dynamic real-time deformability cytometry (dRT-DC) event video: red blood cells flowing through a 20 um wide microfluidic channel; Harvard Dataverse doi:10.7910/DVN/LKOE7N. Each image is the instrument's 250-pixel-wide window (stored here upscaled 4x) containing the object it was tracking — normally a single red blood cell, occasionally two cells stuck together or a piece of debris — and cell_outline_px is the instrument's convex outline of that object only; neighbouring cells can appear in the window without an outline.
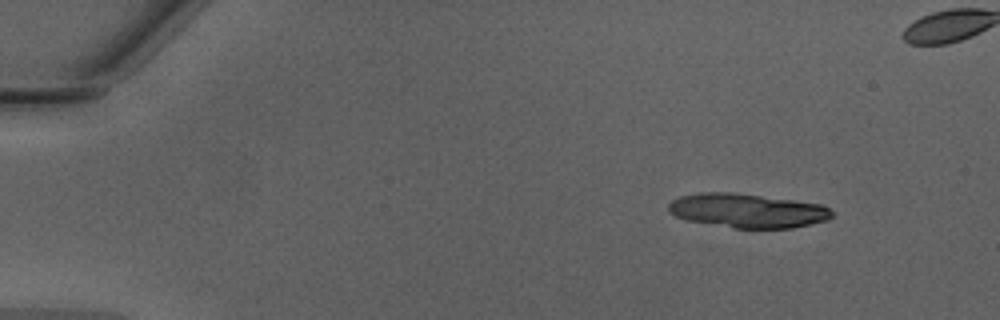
{"species": "Egyptian fruit bat (a non-hibernating species)", "species_latin": "Rousettus aegyptiacus", "temperature_condition": "warm", "stored_images_in_passage": 41, "camera_frame_rate_fps": 3000, "um_per_image_px": 0.085, "animal": {"sex": "male"}, "frame": {"image": 1, "passage_image": 1, "time_ms": 0.0, "image_size_px": [1000, 320], "cell_outline_px": [[832, 216], [828, 220], [792, 228], [732, 228], [688, 220], [676, 216], [668, 212], [668, 204], [672, 200], [680, 196], [700, 192], [732, 192], [792, 200], [820, 204], [828, 208], [832, 212]], "centroid_in_image_um": [63.5, 17.9], "position_along_channel_um": 21.5, "area_um2": 32.37}}
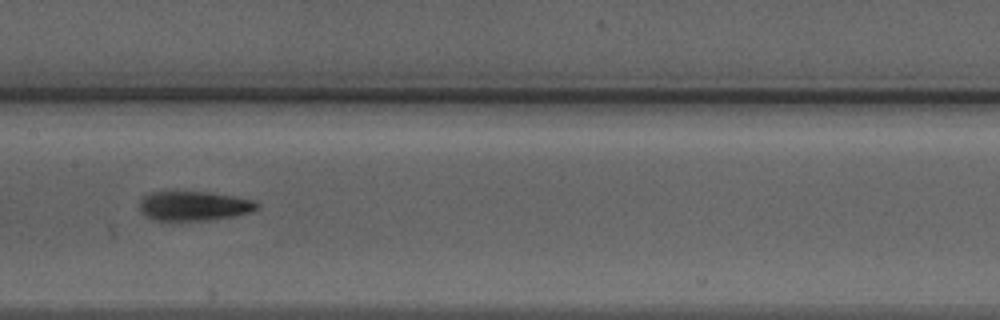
{"frame": {"image": 2, "passage_image": 21, "time_ms": 6.667, "image_size_px": [1000, 320], "cell_outline_px": [[260, 208], [252, 212], [232, 216], [200, 220], [156, 220], [148, 216], [140, 208], [140, 200], [144, 196], [152, 192], [208, 192], [256, 200], [260, 204]], "centroid_in_image_um": [16.55, 17.49], "position_along_channel_um": 190.8, "area_um2": 19.83}}
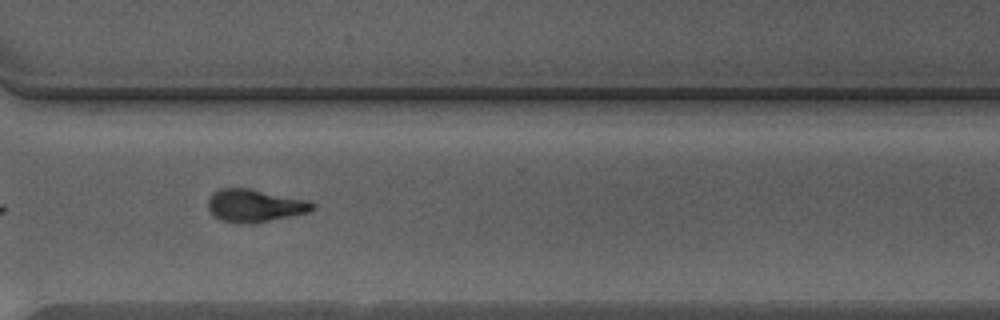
{"frame": {"image": 3, "passage_image": 32, "time_ms": 10.333, "image_size_px": [1000, 320], "cell_outline_px": [[316, 208], [308, 212], [292, 216], [256, 224], [236, 224], [220, 220], [212, 216], [208, 208], [208, 200], [220, 188], [248, 188], [308, 200], [316, 204]], "centroid_in_image_um": [21.67, 17.51], "position_along_channel_um": 348.9, "area_um2": 20.23}}